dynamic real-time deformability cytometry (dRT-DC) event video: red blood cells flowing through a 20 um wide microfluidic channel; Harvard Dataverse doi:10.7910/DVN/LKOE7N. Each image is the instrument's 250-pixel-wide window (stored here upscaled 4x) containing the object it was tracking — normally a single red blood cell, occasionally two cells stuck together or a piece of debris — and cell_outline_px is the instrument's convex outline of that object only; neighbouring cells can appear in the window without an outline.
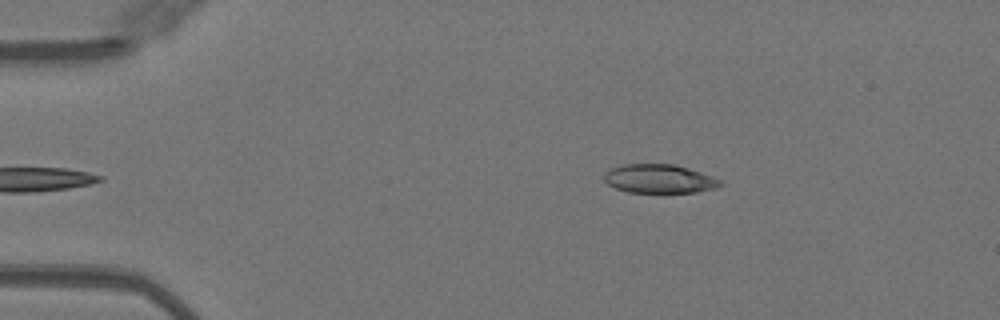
{"species": "Egyptian fruit bat (a non-hibernating species)", "species_latin": "Rousettus aegyptiacus", "temperature_condition": "warm", "stored_images_in_passage": 44, "camera_frame_rate_fps": 3000, "um_per_image_px": 0.085, "animal": {"sex": "female"}, "frame": {"image": 1, "passage_image": 3, "time_ms": 0.667, "image_size_px": [1000, 320], "cell_outline_px": [[724, 184], [716, 188], [696, 192], [628, 192], [616, 188], [608, 184], [604, 180], [604, 172], [608, 168], [620, 164], [672, 164], [688, 168], [712, 176], [720, 180]], "centroid_in_image_um": [56.0, 15.18], "position_along_channel_um": 29.0, "area_um2": 19.54}}
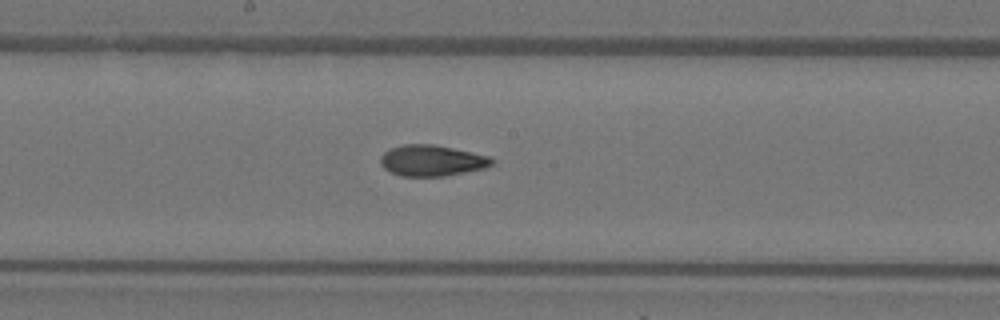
{"frame": {"image": 2, "passage_image": 21, "time_ms": 6.667, "image_size_px": [1000, 320], "cell_outline_px": [[496, 160], [492, 164], [484, 168], [444, 176], [400, 176], [384, 168], [380, 164], [380, 156], [384, 152], [392, 148], [404, 144], [432, 144], [472, 152], [488, 156]], "centroid_in_image_um": [36.69, 13.65], "position_along_channel_um": 211.5, "area_um2": 20.0}}
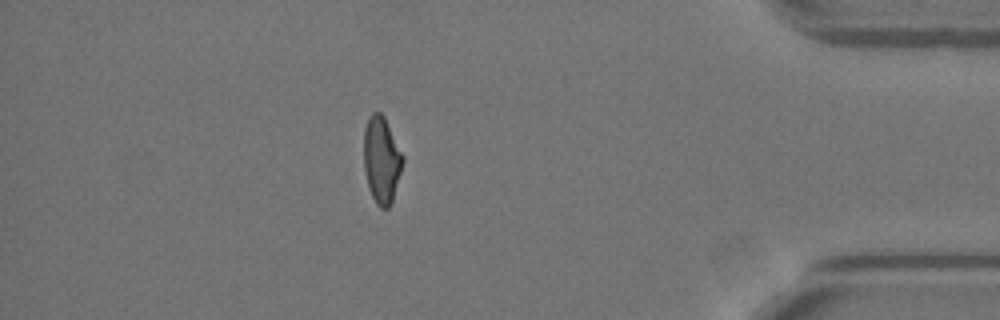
{"frame": {"image": 3, "passage_image": 38, "time_ms": 12.333, "image_size_px": [1000, 320], "cell_outline_px": [[404, 160], [392, 200], [388, 208], [380, 208], [376, 204], [372, 196], [368, 184], [364, 168], [364, 128], [368, 116], [372, 112], [380, 112], [384, 116], [404, 156]], "centroid_in_image_um": [32.43, 13.55], "position_along_channel_um": 402.8, "area_um2": 19.59}, "authors_computed_cell_mechanics": {"area_um2": 20.0855, "velocity_mm_per_s": 4.0773, "shape_relaxation_time_tau1_ms": 10.8255, "shape_relaxation_time_tau2_ms": 2.4184, "deformation_change_tau1": 0.2947, "deformation_change_tau2": 0.0776}}